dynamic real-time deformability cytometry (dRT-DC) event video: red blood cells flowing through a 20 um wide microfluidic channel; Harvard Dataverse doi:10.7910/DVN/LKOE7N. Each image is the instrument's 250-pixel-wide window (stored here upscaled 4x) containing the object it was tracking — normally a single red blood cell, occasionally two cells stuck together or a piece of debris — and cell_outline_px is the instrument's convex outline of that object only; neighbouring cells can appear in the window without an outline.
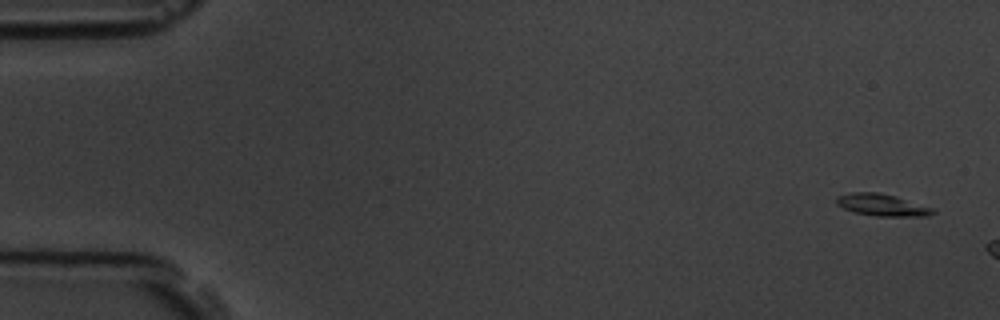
{"species": "common noctule bat (a hibernating species)", "species_latin": "Nyctalus noctula", "temperature_condition": "room temperature", "stored_images_in_passage": 5, "camera_frame_rate_fps": 3000, "um_per_image_px": 0.085, "animal": {"sex": "male", "body_mass_g": 19.5, "forearm_length_mm": 54.6}, "frame": {"image": 1, "passage_image": 1, "time_ms": 0.0, "image_size_px": [1000, 320], "cell_outline_px": [[936, 212], [928, 216], [876, 216], [852, 212], [836, 204], [836, 196], [852, 192], [880, 192], [896, 196], [936, 208]], "centroid_in_image_um": [75.0, 17.42], "position_along_channel_um": 10.0, "area_um2": 12.6}}